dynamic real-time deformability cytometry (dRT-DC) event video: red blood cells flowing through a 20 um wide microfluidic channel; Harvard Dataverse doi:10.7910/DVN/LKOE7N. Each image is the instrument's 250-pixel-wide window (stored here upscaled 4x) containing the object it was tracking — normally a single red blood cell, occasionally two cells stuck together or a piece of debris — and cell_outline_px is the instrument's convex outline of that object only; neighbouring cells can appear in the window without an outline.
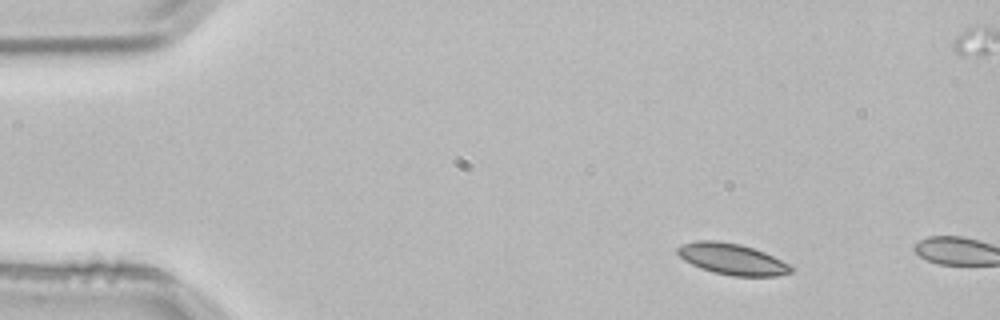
{"species": "common noctule bat (a hibernating species)", "species_latin": "Nyctalus noctula", "temperature_condition": "room temperature", "stored_images_in_passage": 2, "camera_frame_rate_fps": 3000, "um_per_image_px": 0.085, "animal": {"sex": "male", "body_mass_g": 21.5, "forearm_length_mm": 52.0}, "frame": {"image": 1, "passage_image": 1, "time_ms": 0.0, "image_size_px": [1000, 320], "cell_outline_px": [[792, 272], [776, 276], [732, 276], [712, 272], [700, 268], [684, 260], [676, 252], [676, 248], [684, 244], [696, 240], [716, 240], [740, 244], [764, 252], [788, 264], [792, 268]], "centroid_in_image_um": [62.19, 22.02], "position_along_channel_um": 22.8, "area_um2": 20.46}}